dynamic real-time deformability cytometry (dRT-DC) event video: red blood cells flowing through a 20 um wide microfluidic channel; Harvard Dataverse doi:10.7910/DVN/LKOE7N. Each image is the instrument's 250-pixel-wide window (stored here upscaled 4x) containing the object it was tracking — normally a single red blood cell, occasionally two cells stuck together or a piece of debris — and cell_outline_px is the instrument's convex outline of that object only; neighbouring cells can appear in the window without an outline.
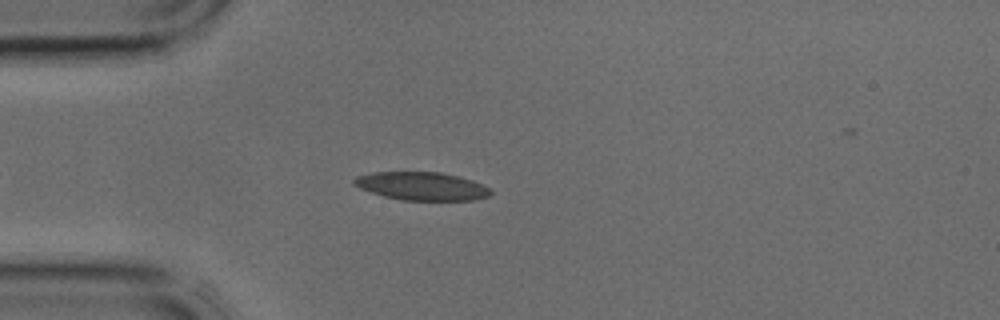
{"species": "common noctule bat (a hibernating species)", "species_latin": "Nyctalus noctula", "temperature_condition": "cold", "stored_images_in_passage": 3, "camera_frame_rate_fps": 3000, "um_per_image_px": 0.085, "animal": {"sex": "male", "body_mass_g": 17.9, "forearm_length_mm": 54.2}, "frame": {"image": 1, "passage_image": 3, "time_ms": 0.667, "image_size_px": [1000, 320], "cell_outline_px": [[492, 192], [488, 196], [476, 200], [400, 200], [384, 196], [360, 188], [352, 184], [352, 180], [356, 176], [372, 172], [440, 172], [460, 176], [472, 180], [488, 188]], "centroid_in_image_um": [35.82, 15.82], "position_along_channel_um": 49.2, "area_um2": 22.43}}